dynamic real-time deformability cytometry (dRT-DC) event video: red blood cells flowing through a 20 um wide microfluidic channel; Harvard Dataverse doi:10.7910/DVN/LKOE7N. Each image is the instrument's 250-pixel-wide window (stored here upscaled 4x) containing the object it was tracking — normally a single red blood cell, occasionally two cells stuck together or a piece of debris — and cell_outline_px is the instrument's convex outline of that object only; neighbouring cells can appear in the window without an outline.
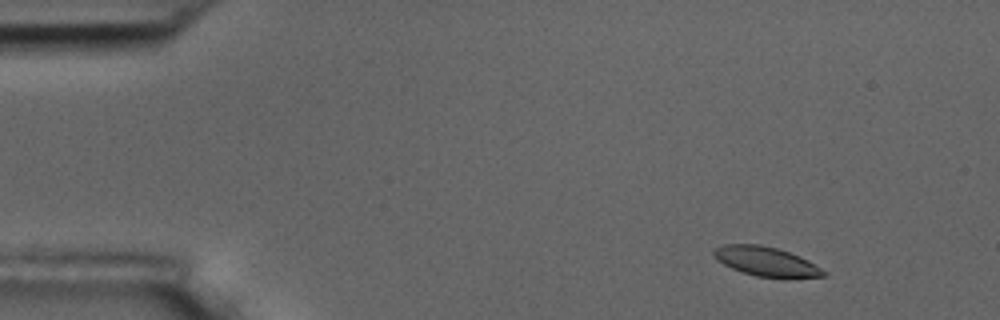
{"species": "common noctule bat (a hibernating species)", "species_latin": "Nyctalus noctula", "temperature_condition": "room temperature", "stored_images_in_passage": 5, "camera_frame_rate_fps": 3000, "um_per_image_px": 0.085, "animal": {"sex": "male", "body_mass_g": 17.5, "forearm_length_mm": 52.3}, "frame": {"image": 1, "passage_image": 2, "time_ms": 1.333, "image_size_px": [1000, 320], "cell_outline_px": [[828, 272], [824, 276], [788, 280], [784, 280], [756, 276], [732, 268], [724, 264], [712, 256], [712, 252], [716, 248], [724, 244], [760, 244], [776, 248], [800, 256], [808, 260]], "centroid_in_image_um": [65.18, 22.26], "position_along_channel_um": 19.8, "area_um2": 19.25}}
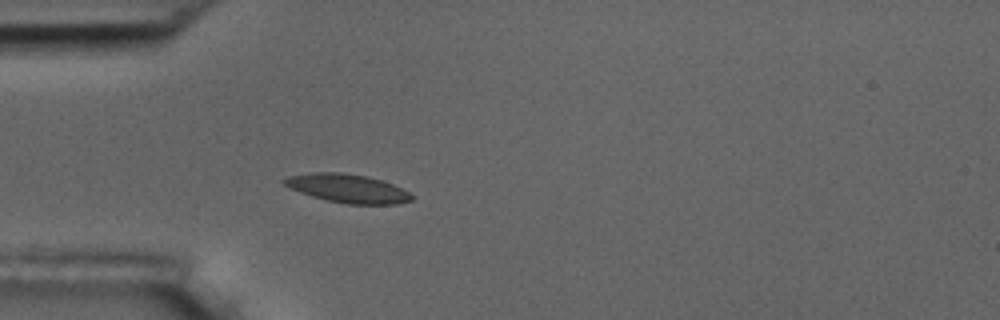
{"frame": {"image": 2, "passage_image": 5, "time_ms": 4.667, "image_size_px": [1000, 320], "cell_outline_px": [[416, 196], [412, 200], [396, 204], [348, 204], [328, 200], [312, 196], [288, 188], [280, 180], [288, 176], [312, 172], [344, 172], [368, 176], [392, 184]], "centroid_in_image_um": [29.52, 16.0], "position_along_channel_um": 55.5, "area_um2": 21.27}}